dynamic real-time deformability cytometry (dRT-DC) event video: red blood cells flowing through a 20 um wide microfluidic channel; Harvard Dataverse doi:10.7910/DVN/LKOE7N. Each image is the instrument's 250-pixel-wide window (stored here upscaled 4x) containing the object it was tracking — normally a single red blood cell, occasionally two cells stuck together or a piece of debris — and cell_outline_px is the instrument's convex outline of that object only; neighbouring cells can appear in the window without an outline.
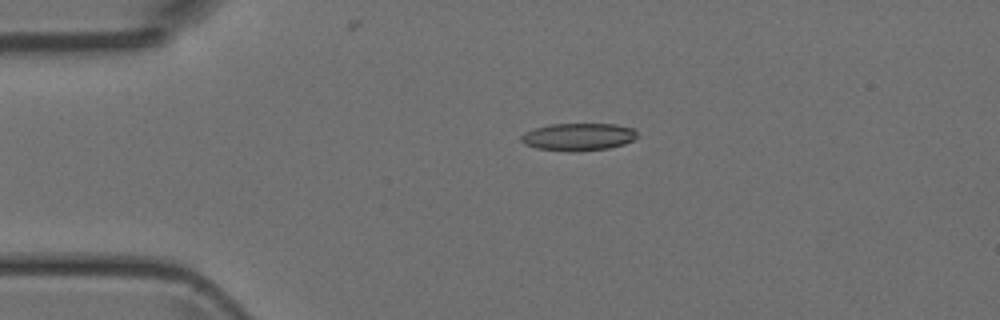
{"species": "Egyptian fruit bat (a non-hibernating species)", "species_latin": "Rousettus aegyptiacus", "temperature_condition": "room temperature", "stored_images_in_passage": 3, "camera_frame_rate_fps": 3000, "um_per_image_px": 0.085, "animal": {"sex": "female"}, "frame": {"image": 1, "passage_image": 2, "time_ms": 2.0, "image_size_px": [1000, 320], "cell_outline_px": [[636, 136], [632, 140], [624, 144], [608, 148], [572, 152], [536, 148], [524, 144], [520, 140], [520, 136], [524, 132], [536, 128], [552, 124], [616, 124], [632, 128], [636, 132]], "centroid_in_image_um": [49.12, 11.63], "position_along_channel_um": 35.9, "area_um2": 18.5}}